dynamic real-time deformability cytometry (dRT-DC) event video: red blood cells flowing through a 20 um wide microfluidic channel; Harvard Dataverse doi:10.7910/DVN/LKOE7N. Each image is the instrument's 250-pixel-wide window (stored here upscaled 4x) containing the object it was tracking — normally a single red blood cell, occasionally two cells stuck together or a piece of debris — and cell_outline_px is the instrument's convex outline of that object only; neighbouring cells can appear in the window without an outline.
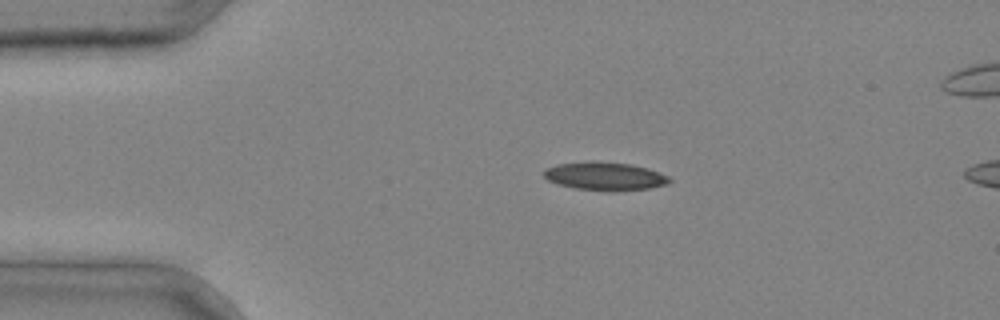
{"species": "common noctule bat (a hibernating species)", "species_latin": "Nyctalus noctula", "temperature_condition": "cold", "stored_images_in_passage": 3, "camera_frame_rate_fps": 3000, "um_per_image_px": 0.085, "animal": {"sex": "male", "body_mass_g": 20.4}, "frame": {"image": 1, "passage_image": 1, "time_ms": 0.0, "image_size_px": [1000, 320], "cell_outline_px": [[672, 180], [668, 184], [648, 188], [576, 188], [556, 184], [548, 180], [544, 176], [544, 168], [556, 164], [588, 160], [596, 160], [632, 164], [648, 168], [668, 176]], "centroid_in_image_um": [51.36, 14.9], "position_along_channel_um": 33.6, "area_um2": 20.06}}